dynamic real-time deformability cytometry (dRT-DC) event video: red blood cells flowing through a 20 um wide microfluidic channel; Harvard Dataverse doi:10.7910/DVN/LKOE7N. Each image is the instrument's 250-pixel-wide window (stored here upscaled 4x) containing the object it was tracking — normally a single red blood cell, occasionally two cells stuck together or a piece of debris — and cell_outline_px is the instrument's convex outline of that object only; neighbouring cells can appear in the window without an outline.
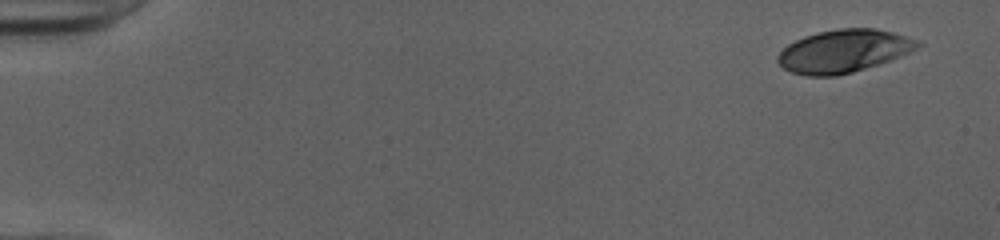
{"species": "human", "species_latin": "Homo sapiens", "temperature_condition": "cold", "stored_images_in_passage": 50, "camera_frame_rate_fps": 3000, "um_per_image_px": 0.085, "donor": {"sex": "female"}, "frame": {"image": 1, "passage_image": 1, "time_ms": 0.0, "image_size_px": [1000, 240], "cell_outline_px": [[924, 44], [908, 52], [888, 60], [852, 72], [836, 76], [808, 76], [792, 72], [784, 68], [776, 60], [776, 56], [788, 44], [804, 36], [816, 32], [840, 28], [872, 28], [892, 32], [920, 40]], "centroid_in_image_um": [71.68, 4.33], "position_along_channel_um": 13.3, "area_um2": 34.62}}
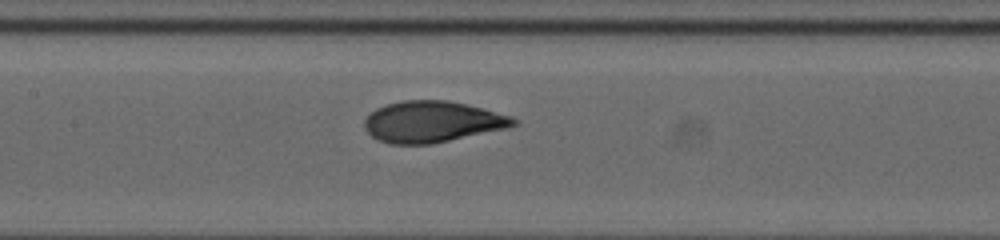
{"frame": {"image": 2, "passage_image": 24, "time_ms": 7.667, "image_size_px": [1000, 240], "cell_outline_px": [[516, 124], [508, 128], [432, 144], [388, 144], [376, 140], [364, 128], [364, 120], [376, 108], [388, 104], [404, 100], [448, 100], [484, 108], [512, 116], [516, 120]], "centroid_in_image_um": [36.74, 10.35], "position_along_channel_um": 170.7, "area_um2": 35.89}}
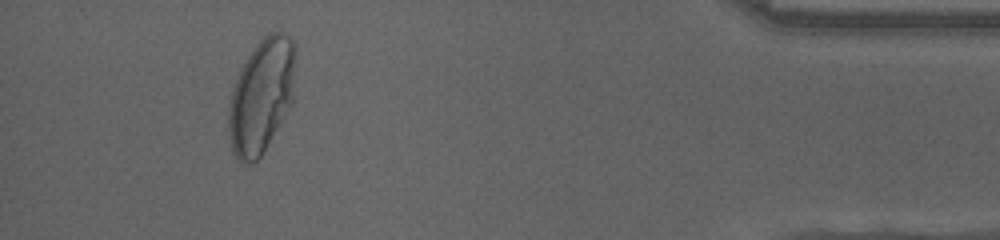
{"frame": {"image": 3, "passage_image": 46, "time_ms": 15.0, "image_size_px": [1000, 240], "cell_outline_px": [[296, 48], [292, 104], [260, 156], [252, 164], [240, 164], [232, 152], [228, 132], [228, 112], [232, 92], [236, 80], [248, 56], [256, 44], [268, 32], [284, 32], [292, 40]], "centroid_in_image_um": [22.22, 8.17], "position_along_channel_um": 413.0, "area_um2": 44.39}, "authors_computed_cell_mechanics": {"area_um2": 35.547, "velocity_mm_per_s": 4.012, "shape_relaxation_time_tau1_ms": 4.2058, "shape_relaxation_time_tau2_ms": null, "deformation_change_tau1": 0.2221, "deformation_change_tau2": null}}